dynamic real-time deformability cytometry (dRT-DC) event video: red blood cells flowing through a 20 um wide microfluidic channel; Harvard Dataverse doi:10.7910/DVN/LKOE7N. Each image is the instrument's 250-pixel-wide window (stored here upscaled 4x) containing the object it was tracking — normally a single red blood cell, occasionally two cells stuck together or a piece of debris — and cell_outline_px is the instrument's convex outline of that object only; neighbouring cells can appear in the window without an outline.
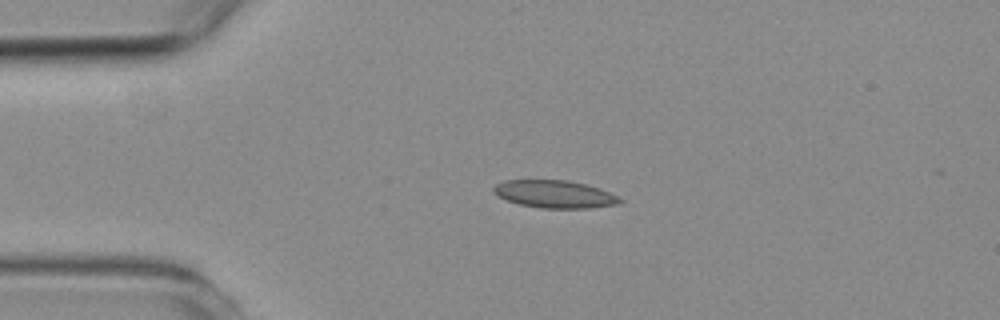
{"species": "common noctule bat (a hibernating species)", "species_latin": "Nyctalus noctula", "temperature_condition": "room temperature", "stored_images_in_passage": 42, "camera_frame_rate_fps": 3000, "um_per_image_px": 0.085, "animal": {"sex": "female", "body_mass_g": 19.3, "forearm_length_mm": 54.1}, "frame": {"image": 1, "passage_image": 1, "time_ms": 0.0, "image_size_px": [1000, 320], "cell_outline_px": [[624, 200], [620, 204], [592, 208], [540, 208], [520, 204], [496, 196], [492, 192], [492, 188], [496, 184], [504, 180], [568, 180], [600, 188]], "centroid_in_image_um": [47.13, 16.5], "position_along_channel_um": 37.9, "area_um2": 20.4}}
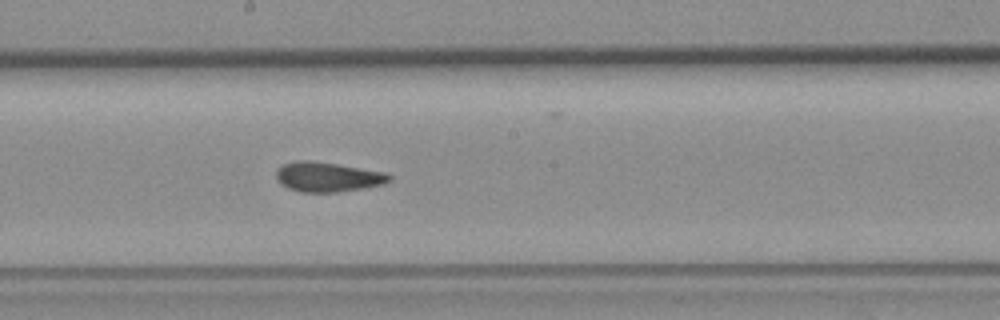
{"frame": {"image": 2, "passage_image": 18, "time_ms": 5.667, "image_size_px": [1000, 320], "cell_outline_px": [[392, 180], [384, 184], [364, 188], [340, 192], [300, 192], [288, 188], [280, 184], [276, 176], [276, 168], [284, 164], [296, 160], [308, 160], [336, 164], [388, 172], [392, 176]], "centroid_in_image_um": [27.87, 15.04], "position_along_channel_um": 220.3, "area_um2": 19.83}}
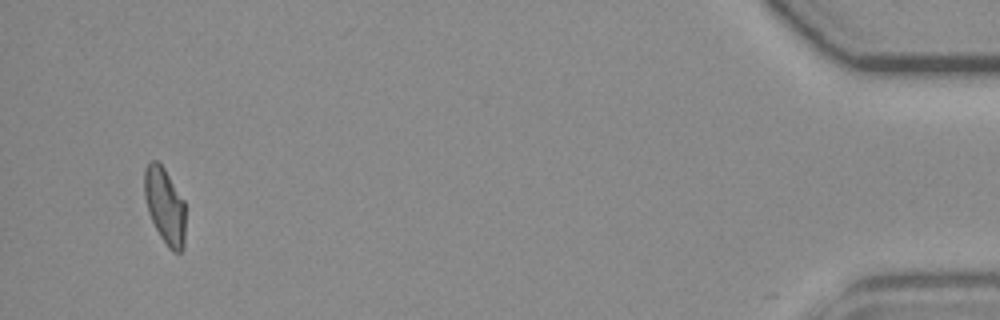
{"frame": {"image": 3, "passage_image": 41, "time_ms": 13.333, "image_size_px": [1000, 320], "cell_outline_px": [[184, 248], [180, 252], [172, 252], [168, 248], [160, 236], [148, 212], [144, 196], [144, 168], [152, 160], [156, 160], [164, 168], [184, 200]], "centroid_in_image_um": [14.0, 17.5], "position_along_channel_um": 421.2, "area_um2": 18.15}}